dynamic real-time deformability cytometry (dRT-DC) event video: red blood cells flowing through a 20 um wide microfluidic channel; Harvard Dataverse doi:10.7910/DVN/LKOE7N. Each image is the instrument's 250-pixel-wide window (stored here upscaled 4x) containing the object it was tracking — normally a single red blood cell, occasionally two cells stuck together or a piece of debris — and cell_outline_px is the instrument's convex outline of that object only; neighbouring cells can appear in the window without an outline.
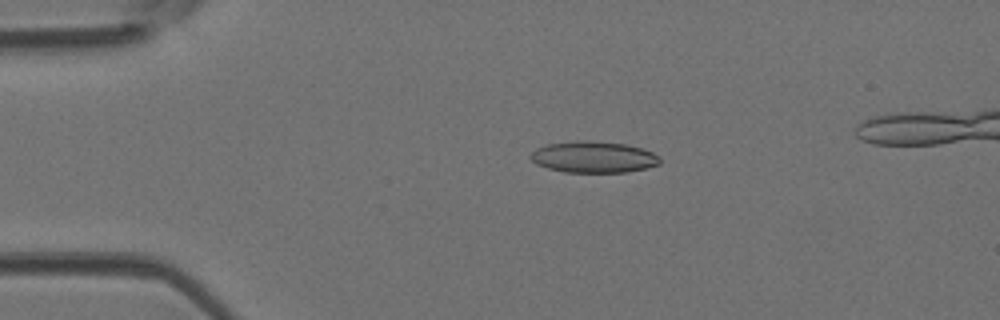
{"species": "Egyptian fruit bat (a non-hibernating species)", "species_latin": "Rousettus aegyptiacus", "temperature_condition": "room temperature", "stored_images_in_passage": 43, "camera_frame_rate_fps": 3000, "um_per_image_px": 0.085, "animal": {"sex": "female"}, "frame": {"image": 1, "passage_image": 9, "time_ms": 2.667, "image_size_px": [1000, 320], "cell_outline_px": [[660, 164], [648, 168], [628, 172], [564, 172], [548, 168], [536, 164], [528, 156], [536, 148], [548, 144], [576, 140], [588, 140], [624, 144], [644, 148], [660, 156]], "centroid_in_image_um": [50.47, 13.35], "position_along_channel_um": 34.5, "area_um2": 23.87}}
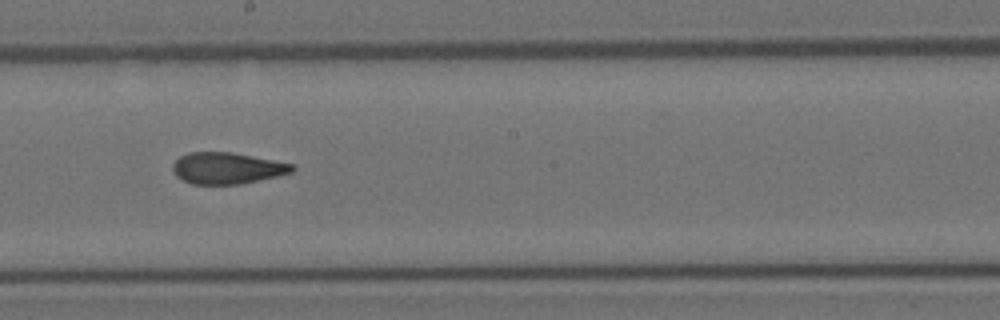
{"frame": {"image": 2, "passage_image": 25, "time_ms": 8.0, "image_size_px": [1000, 320], "cell_outline_px": [[296, 168], [292, 172], [276, 176], [240, 184], [192, 184], [176, 176], [172, 168], [172, 164], [180, 156], [188, 152], [232, 152], [296, 164]], "centroid_in_image_um": [19.31, 14.28], "position_along_channel_um": 228.9, "area_um2": 21.91}}
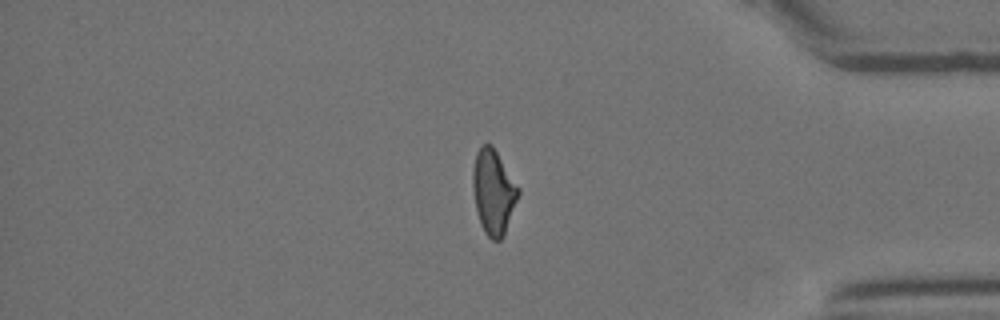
{"frame": {"image": 3, "passage_image": 38, "time_ms": 12.333, "image_size_px": [1000, 320], "cell_outline_px": [[520, 192], [504, 236], [500, 240], [492, 240], [484, 232], [480, 224], [476, 208], [472, 188], [472, 168], [476, 152], [480, 144], [492, 144], [520, 188]], "centroid_in_image_um": [41.93, 16.29], "position_along_channel_um": 393.3, "area_um2": 22.72}}